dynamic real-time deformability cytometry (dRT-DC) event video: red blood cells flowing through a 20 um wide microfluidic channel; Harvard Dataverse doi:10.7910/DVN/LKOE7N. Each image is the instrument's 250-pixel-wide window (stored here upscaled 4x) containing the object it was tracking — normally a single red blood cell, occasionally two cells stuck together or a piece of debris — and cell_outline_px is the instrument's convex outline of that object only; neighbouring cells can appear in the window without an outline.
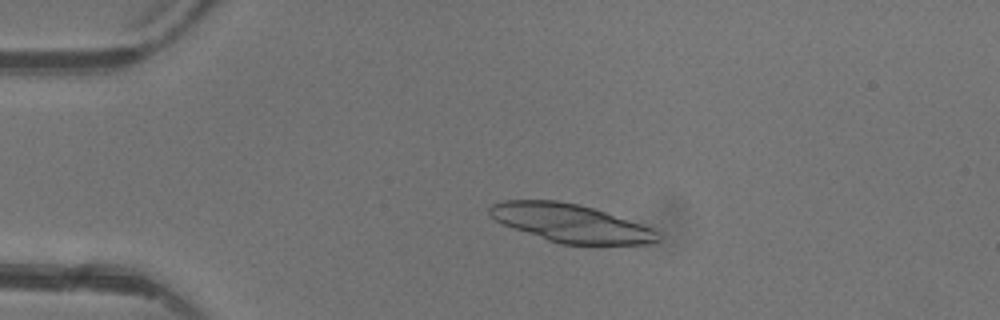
{"species": "common noctule bat (a hibernating species)", "species_latin": "Nyctalus noctula", "temperature_condition": "warm", "stored_images_in_passage": 3, "camera_frame_rate_fps": 3000, "um_per_image_px": 0.085, "animal": {"sex": "female"}, "frame": {"image": 1, "passage_image": 2, "time_ms": 1.0, "image_size_px": [1000, 320], "cell_outline_px": [[660, 240], [648, 244], [560, 244], [548, 240], [504, 224], [496, 220], [488, 212], [488, 208], [492, 204], [504, 200], [556, 200], [576, 204], [592, 208], [652, 228], [660, 236]], "centroid_in_image_um": [48.49, 18.96], "position_along_channel_um": 36.5, "area_um2": 36.65}}